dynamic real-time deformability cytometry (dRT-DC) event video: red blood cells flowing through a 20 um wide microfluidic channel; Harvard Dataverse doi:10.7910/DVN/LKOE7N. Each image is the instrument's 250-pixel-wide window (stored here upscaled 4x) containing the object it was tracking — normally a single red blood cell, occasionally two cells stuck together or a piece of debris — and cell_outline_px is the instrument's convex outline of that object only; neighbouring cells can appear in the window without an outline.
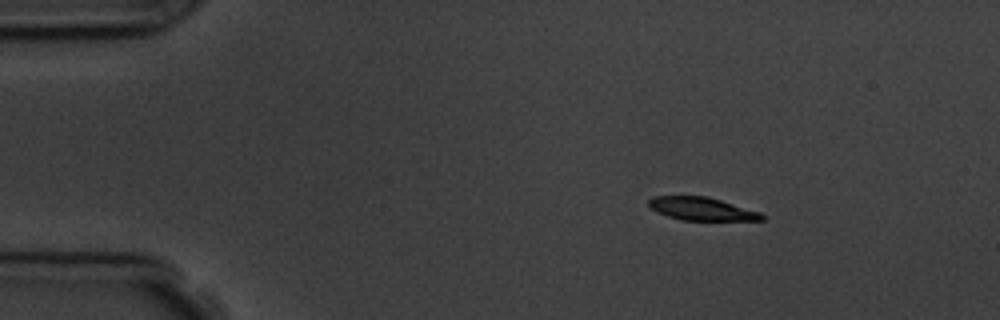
{"species": "common noctule bat (a hibernating species)", "species_latin": "Nyctalus noctula", "temperature_condition": "room temperature", "stored_images_in_passage": 3, "camera_frame_rate_fps": 3000, "um_per_image_px": 0.085, "animal": {"sex": "male", "body_mass_g": 19.5, "forearm_length_mm": 54.6}, "frame": {"image": 1, "passage_image": 1, "time_ms": 0.0, "image_size_px": [1000, 320], "cell_outline_px": [[764, 220], [680, 220], [656, 212], [648, 204], [648, 200], [652, 196], [708, 196], [760, 212], [764, 216]], "centroid_in_image_um": [59.62, 17.75], "position_along_channel_um": 25.4, "area_um2": 15.14}}